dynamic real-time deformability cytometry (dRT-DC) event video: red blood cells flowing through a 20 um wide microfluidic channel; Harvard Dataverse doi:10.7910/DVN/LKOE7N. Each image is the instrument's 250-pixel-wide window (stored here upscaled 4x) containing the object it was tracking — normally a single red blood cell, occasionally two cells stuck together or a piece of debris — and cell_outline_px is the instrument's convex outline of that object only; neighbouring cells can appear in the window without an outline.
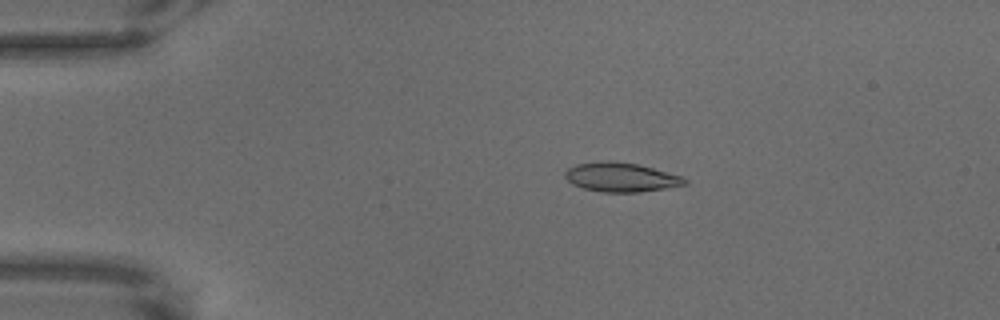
{"species": "common noctule bat (a hibernating species)", "species_latin": "Nyctalus noctula", "temperature_condition": "warm", "stored_images_in_passage": 60, "camera_frame_rate_fps": 3000, "um_per_image_px": 0.085, "animal": {"sex": "male", "body_mass_g": 18.8}, "frame": {"image": 1, "passage_image": 6, "time_ms": 1.667, "image_size_px": [1000, 320], "cell_outline_px": [[688, 184], [640, 192], [604, 192], [584, 188], [572, 184], [564, 176], [564, 172], [568, 168], [576, 164], [604, 160], [608, 160], [636, 164], [684, 176], [688, 180]], "centroid_in_image_um": [52.79, 15.06], "position_along_channel_um": 32.2, "area_um2": 20.35}}
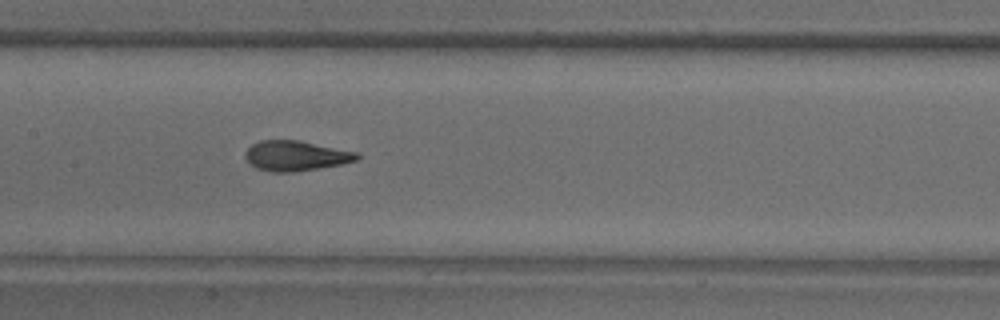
{"frame": {"image": 2, "passage_image": 26, "time_ms": 8.333, "image_size_px": [1000, 320], "cell_outline_px": [[360, 160], [340, 164], [292, 172], [272, 172], [256, 168], [244, 156], [244, 152], [252, 144], [260, 140], [300, 140], [360, 152]], "centroid_in_image_um": [25.18, 13.22], "position_along_channel_um": 182.2, "area_um2": 19.71}}
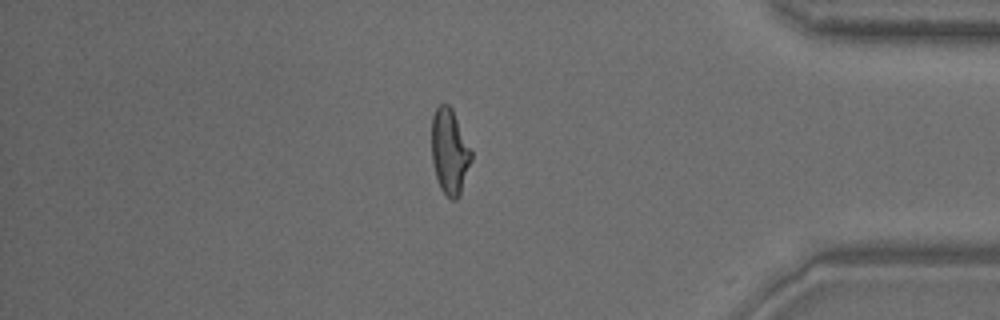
{"frame": {"image": 3, "passage_image": 50, "time_ms": 16.333, "image_size_px": [1000, 320], "cell_outline_px": [[472, 160], [460, 196], [456, 200], [452, 200], [440, 188], [432, 164], [432, 116], [436, 108], [440, 104], [448, 104], [452, 108], [472, 152]], "centroid_in_image_um": [38.22, 12.9], "position_along_channel_um": 397.0, "area_um2": 19.77}}